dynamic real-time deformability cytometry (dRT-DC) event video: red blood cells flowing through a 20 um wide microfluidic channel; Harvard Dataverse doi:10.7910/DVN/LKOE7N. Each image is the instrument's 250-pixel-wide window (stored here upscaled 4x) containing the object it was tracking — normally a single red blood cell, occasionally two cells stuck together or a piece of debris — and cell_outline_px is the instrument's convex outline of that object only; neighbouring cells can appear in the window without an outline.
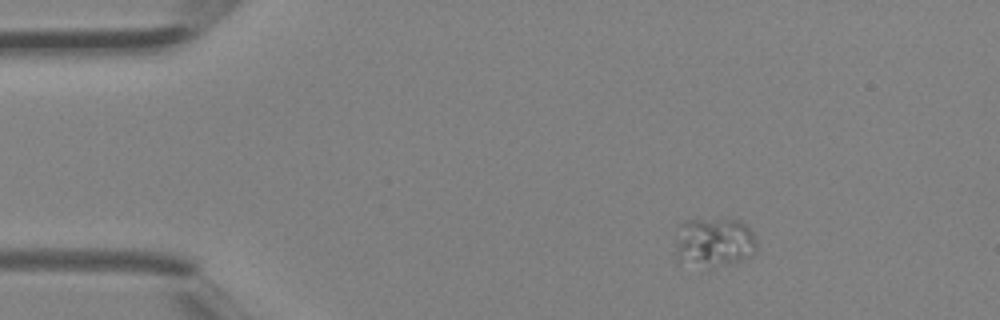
{"species": "Egyptian fruit bat (a non-hibernating species)", "species_latin": "Rousettus aegyptiacus", "temperature_condition": "room temperature", "stored_images_in_passage": 3, "camera_frame_rate_fps": 3000, "um_per_image_px": 0.085, "animal": {"sex": "female"}, "frame": {"image": 1, "passage_image": 1, "time_ms": 0.0, "image_size_px": [1000, 320], "cell_outline_px": [[756, 252], [752, 256], [728, 264], [712, 268], [708, 268], [680, 260], [676, 256], [676, 252], [680, 224], [684, 220], [740, 220], [756, 236]], "centroid_in_image_um": [60.75, 20.61], "position_along_channel_um": 24.3, "area_um2": 23.12}}
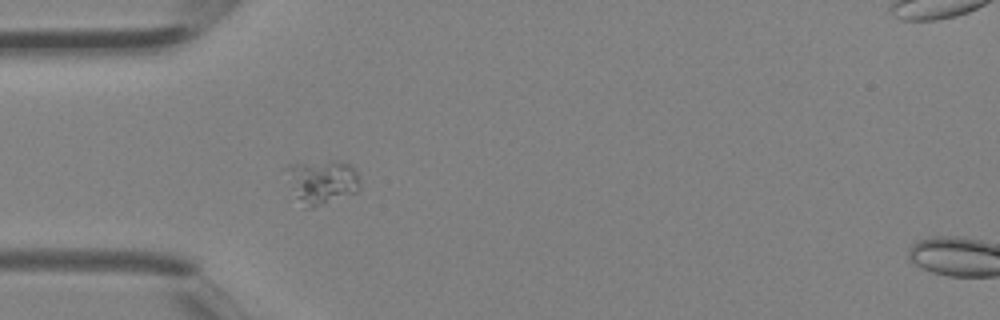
{"frame": {"image": 2, "passage_image": 2, "time_ms": 0.333, "image_size_px": [1000, 320], "cell_outline_px": [[360, 188], [356, 192], [312, 208], [304, 208], [296, 196], [292, 188], [284, 168], [288, 164], [336, 160], [348, 164], [360, 176]], "centroid_in_image_um": [27.37, 15.44], "position_along_channel_um": 57.6, "area_um2": 18.84}}